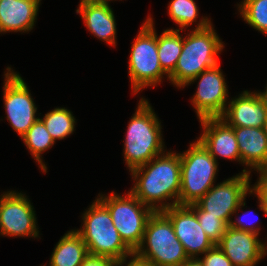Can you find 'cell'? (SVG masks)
I'll return each instance as SVG.
<instances>
[{
    "label": "cell",
    "instance_id": "6da1fadb",
    "mask_svg": "<svg viewBox=\"0 0 267 266\" xmlns=\"http://www.w3.org/2000/svg\"><path fill=\"white\" fill-rule=\"evenodd\" d=\"M131 173L136 182L130 192L154 212L179 205L181 189L179 153L164 152L145 165L132 170ZM170 200L172 203L167 202Z\"/></svg>",
    "mask_w": 267,
    "mask_h": 266
},
{
    "label": "cell",
    "instance_id": "7a4b0ae2",
    "mask_svg": "<svg viewBox=\"0 0 267 266\" xmlns=\"http://www.w3.org/2000/svg\"><path fill=\"white\" fill-rule=\"evenodd\" d=\"M210 19L202 17L197 27L183 37L182 52L168 79L176 87H183L204 70L218 63L224 44L212 27Z\"/></svg>",
    "mask_w": 267,
    "mask_h": 266
},
{
    "label": "cell",
    "instance_id": "3957f363",
    "mask_svg": "<svg viewBox=\"0 0 267 266\" xmlns=\"http://www.w3.org/2000/svg\"><path fill=\"white\" fill-rule=\"evenodd\" d=\"M161 122L143 97L127 126L124 141V161L131 172L164 153Z\"/></svg>",
    "mask_w": 267,
    "mask_h": 266
},
{
    "label": "cell",
    "instance_id": "277c9868",
    "mask_svg": "<svg viewBox=\"0 0 267 266\" xmlns=\"http://www.w3.org/2000/svg\"><path fill=\"white\" fill-rule=\"evenodd\" d=\"M81 229L75 230L88 248L90 255L111 258L117 262L134 256L113 224L108 209L96 199L84 212Z\"/></svg>",
    "mask_w": 267,
    "mask_h": 266
},
{
    "label": "cell",
    "instance_id": "5b68a950",
    "mask_svg": "<svg viewBox=\"0 0 267 266\" xmlns=\"http://www.w3.org/2000/svg\"><path fill=\"white\" fill-rule=\"evenodd\" d=\"M134 256L155 266H179L189 258L170 219L162 211L154 212L148 219Z\"/></svg>",
    "mask_w": 267,
    "mask_h": 266
},
{
    "label": "cell",
    "instance_id": "8992f818",
    "mask_svg": "<svg viewBox=\"0 0 267 266\" xmlns=\"http://www.w3.org/2000/svg\"><path fill=\"white\" fill-rule=\"evenodd\" d=\"M181 161V189L179 205L196 203L215 182L218 163L197 140L184 153H179Z\"/></svg>",
    "mask_w": 267,
    "mask_h": 266
},
{
    "label": "cell",
    "instance_id": "52a82bcc",
    "mask_svg": "<svg viewBox=\"0 0 267 266\" xmlns=\"http://www.w3.org/2000/svg\"><path fill=\"white\" fill-rule=\"evenodd\" d=\"M153 24L152 17L148 16L132 44L128 73L134 94L147 86L155 87L162 82L163 75L168 77L159 63L157 33Z\"/></svg>",
    "mask_w": 267,
    "mask_h": 266
},
{
    "label": "cell",
    "instance_id": "ba28073f",
    "mask_svg": "<svg viewBox=\"0 0 267 266\" xmlns=\"http://www.w3.org/2000/svg\"><path fill=\"white\" fill-rule=\"evenodd\" d=\"M97 199L108 209L113 224L124 243L135 252L140 246L146 224L154 211L141 203L130 191L126 196L112 192Z\"/></svg>",
    "mask_w": 267,
    "mask_h": 266
},
{
    "label": "cell",
    "instance_id": "9c48e42d",
    "mask_svg": "<svg viewBox=\"0 0 267 266\" xmlns=\"http://www.w3.org/2000/svg\"><path fill=\"white\" fill-rule=\"evenodd\" d=\"M243 172L235 177L228 178L207 191L196 204L208 213L218 216L228 225L232 215L245 206V197L252 194L250 187V170L243 169ZM242 206V207H241Z\"/></svg>",
    "mask_w": 267,
    "mask_h": 266
},
{
    "label": "cell",
    "instance_id": "30bf717a",
    "mask_svg": "<svg viewBox=\"0 0 267 266\" xmlns=\"http://www.w3.org/2000/svg\"><path fill=\"white\" fill-rule=\"evenodd\" d=\"M3 98L7 120L22 137L39 119L37 107L23 78L11 67L6 68Z\"/></svg>",
    "mask_w": 267,
    "mask_h": 266
},
{
    "label": "cell",
    "instance_id": "8fae6325",
    "mask_svg": "<svg viewBox=\"0 0 267 266\" xmlns=\"http://www.w3.org/2000/svg\"><path fill=\"white\" fill-rule=\"evenodd\" d=\"M23 193L7 191L0 196V236L39 237L36 214Z\"/></svg>",
    "mask_w": 267,
    "mask_h": 266
},
{
    "label": "cell",
    "instance_id": "7c38bea8",
    "mask_svg": "<svg viewBox=\"0 0 267 266\" xmlns=\"http://www.w3.org/2000/svg\"><path fill=\"white\" fill-rule=\"evenodd\" d=\"M199 80L191 102L199 118L221 117L227 106L228 87L219 64L204 70L185 86Z\"/></svg>",
    "mask_w": 267,
    "mask_h": 266
},
{
    "label": "cell",
    "instance_id": "4fadbf2b",
    "mask_svg": "<svg viewBox=\"0 0 267 266\" xmlns=\"http://www.w3.org/2000/svg\"><path fill=\"white\" fill-rule=\"evenodd\" d=\"M162 212L170 219L189 258H198L215 245L200 226L194 210L189 205H174Z\"/></svg>",
    "mask_w": 267,
    "mask_h": 266
},
{
    "label": "cell",
    "instance_id": "5bb4252c",
    "mask_svg": "<svg viewBox=\"0 0 267 266\" xmlns=\"http://www.w3.org/2000/svg\"><path fill=\"white\" fill-rule=\"evenodd\" d=\"M217 245L234 266H255L267 254V244L258 235L230 226Z\"/></svg>",
    "mask_w": 267,
    "mask_h": 266
},
{
    "label": "cell",
    "instance_id": "9a60e30c",
    "mask_svg": "<svg viewBox=\"0 0 267 266\" xmlns=\"http://www.w3.org/2000/svg\"><path fill=\"white\" fill-rule=\"evenodd\" d=\"M203 134L197 139L215 158L217 156L241 162L238 143L233 127L220 117L199 120Z\"/></svg>",
    "mask_w": 267,
    "mask_h": 266
},
{
    "label": "cell",
    "instance_id": "2e32d148",
    "mask_svg": "<svg viewBox=\"0 0 267 266\" xmlns=\"http://www.w3.org/2000/svg\"><path fill=\"white\" fill-rule=\"evenodd\" d=\"M227 103L229 104L220 118L231 127H263L267 110L257 92L244 90Z\"/></svg>",
    "mask_w": 267,
    "mask_h": 266
},
{
    "label": "cell",
    "instance_id": "e0dca14e",
    "mask_svg": "<svg viewBox=\"0 0 267 266\" xmlns=\"http://www.w3.org/2000/svg\"><path fill=\"white\" fill-rule=\"evenodd\" d=\"M41 0H1L0 33L33 29Z\"/></svg>",
    "mask_w": 267,
    "mask_h": 266
},
{
    "label": "cell",
    "instance_id": "ac0fdd59",
    "mask_svg": "<svg viewBox=\"0 0 267 266\" xmlns=\"http://www.w3.org/2000/svg\"><path fill=\"white\" fill-rule=\"evenodd\" d=\"M76 13L81 15L90 33L111 46H116V22L109 4L80 2Z\"/></svg>",
    "mask_w": 267,
    "mask_h": 266
},
{
    "label": "cell",
    "instance_id": "d6986e66",
    "mask_svg": "<svg viewBox=\"0 0 267 266\" xmlns=\"http://www.w3.org/2000/svg\"><path fill=\"white\" fill-rule=\"evenodd\" d=\"M241 163L254 170L267 167V137L262 128L233 127Z\"/></svg>",
    "mask_w": 267,
    "mask_h": 266
},
{
    "label": "cell",
    "instance_id": "ffe728a7",
    "mask_svg": "<svg viewBox=\"0 0 267 266\" xmlns=\"http://www.w3.org/2000/svg\"><path fill=\"white\" fill-rule=\"evenodd\" d=\"M88 255L83 239L75 230H71L54 247L49 266H80Z\"/></svg>",
    "mask_w": 267,
    "mask_h": 266
},
{
    "label": "cell",
    "instance_id": "44dd1931",
    "mask_svg": "<svg viewBox=\"0 0 267 266\" xmlns=\"http://www.w3.org/2000/svg\"><path fill=\"white\" fill-rule=\"evenodd\" d=\"M183 37L180 30L166 29L157 36L158 59L163 71L169 76L182 52Z\"/></svg>",
    "mask_w": 267,
    "mask_h": 266
},
{
    "label": "cell",
    "instance_id": "7402d4cb",
    "mask_svg": "<svg viewBox=\"0 0 267 266\" xmlns=\"http://www.w3.org/2000/svg\"><path fill=\"white\" fill-rule=\"evenodd\" d=\"M26 148L31 152L30 154L39 163L40 169L47 172V167L42 160V153L48 150L55 144L50 133L47 131L45 124L39 118L29 130L22 136Z\"/></svg>",
    "mask_w": 267,
    "mask_h": 266
},
{
    "label": "cell",
    "instance_id": "603a6c76",
    "mask_svg": "<svg viewBox=\"0 0 267 266\" xmlns=\"http://www.w3.org/2000/svg\"><path fill=\"white\" fill-rule=\"evenodd\" d=\"M40 119L54 141L62 140L74 132L76 119L72 112L66 108H54Z\"/></svg>",
    "mask_w": 267,
    "mask_h": 266
},
{
    "label": "cell",
    "instance_id": "cb8c5ba5",
    "mask_svg": "<svg viewBox=\"0 0 267 266\" xmlns=\"http://www.w3.org/2000/svg\"><path fill=\"white\" fill-rule=\"evenodd\" d=\"M238 8L246 23L267 35V0H243Z\"/></svg>",
    "mask_w": 267,
    "mask_h": 266
},
{
    "label": "cell",
    "instance_id": "d4e9b609",
    "mask_svg": "<svg viewBox=\"0 0 267 266\" xmlns=\"http://www.w3.org/2000/svg\"><path fill=\"white\" fill-rule=\"evenodd\" d=\"M198 10L194 0H172L168 6L170 18L180 27L176 30L181 31L196 22L199 15Z\"/></svg>",
    "mask_w": 267,
    "mask_h": 266
},
{
    "label": "cell",
    "instance_id": "484cf974",
    "mask_svg": "<svg viewBox=\"0 0 267 266\" xmlns=\"http://www.w3.org/2000/svg\"><path fill=\"white\" fill-rule=\"evenodd\" d=\"M195 212L200 226L205 231L206 235L217 244L229 226L224 220L218 216L208 215L196 203L189 205Z\"/></svg>",
    "mask_w": 267,
    "mask_h": 266
},
{
    "label": "cell",
    "instance_id": "4316f807",
    "mask_svg": "<svg viewBox=\"0 0 267 266\" xmlns=\"http://www.w3.org/2000/svg\"><path fill=\"white\" fill-rule=\"evenodd\" d=\"M204 254V257L200 258L204 266H234L217 244Z\"/></svg>",
    "mask_w": 267,
    "mask_h": 266
},
{
    "label": "cell",
    "instance_id": "83f0119b",
    "mask_svg": "<svg viewBox=\"0 0 267 266\" xmlns=\"http://www.w3.org/2000/svg\"><path fill=\"white\" fill-rule=\"evenodd\" d=\"M126 262L127 259L121 262H117L108 257L89 254L80 266H123L124 264H126Z\"/></svg>",
    "mask_w": 267,
    "mask_h": 266
},
{
    "label": "cell",
    "instance_id": "f1b7e54d",
    "mask_svg": "<svg viewBox=\"0 0 267 266\" xmlns=\"http://www.w3.org/2000/svg\"><path fill=\"white\" fill-rule=\"evenodd\" d=\"M260 175L259 180L251 187V192L257 197H267V167L255 170Z\"/></svg>",
    "mask_w": 267,
    "mask_h": 266
},
{
    "label": "cell",
    "instance_id": "f546056e",
    "mask_svg": "<svg viewBox=\"0 0 267 266\" xmlns=\"http://www.w3.org/2000/svg\"><path fill=\"white\" fill-rule=\"evenodd\" d=\"M251 213V212H250ZM247 214L249 215V212L247 213H244L243 215H246ZM244 218V217H243ZM253 224L251 225H247L243 222V219L241 217H238V219L236 218V220L234 221H230L229 223V226L231 228H234V229H237V230H243V231H247V232H251V233H254L256 235H259L260 233V226H252Z\"/></svg>",
    "mask_w": 267,
    "mask_h": 266
},
{
    "label": "cell",
    "instance_id": "4dcf8cb0",
    "mask_svg": "<svg viewBox=\"0 0 267 266\" xmlns=\"http://www.w3.org/2000/svg\"><path fill=\"white\" fill-rule=\"evenodd\" d=\"M179 266H204L203 262L200 260V258H188L186 261H184Z\"/></svg>",
    "mask_w": 267,
    "mask_h": 266
},
{
    "label": "cell",
    "instance_id": "1f68e13d",
    "mask_svg": "<svg viewBox=\"0 0 267 266\" xmlns=\"http://www.w3.org/2000/svg\"><path fill=\"white\" fill-rule=\"evenodd\" d=\"M126 266H155V265L146 263L144 261L139 260L135 256H132L131 257V260L128 261V263L126 264Z\"/></svg>",
    "mask_w": 267,
    "mask_h": 266
},
{
    "label": "cell",
    "instance_id": "d6a6232c",
    "mask_svg": "<svg viewBox=\"0 0 267 266\" xmlns=\"http://www.w3.org/2000/svg\"><path fill=\"white\" fill-rule=\"evenodd\" d=\"M259 201V209L267 216V197H257Z\"/></svg>",
    "mask_w": 267,
    "mask_h": 266
},
{
    "label": "cell",
    "instance_id": "836d02e7",
    "mask_svg": "<svg viewBox=\"0 0 267 266\" xmlns=\"http://www.w3.org/2000/svg\"><path fill=\"white\" fill-rule=\"evenodd\" d=\"M265 88L266 90L264 92H257V94L259 95L261 101L264 104L265 109L267 110V86Z\"/></svg>",
    "mask_w": 267,
    "mask_h": 266
},
{
    "label": "cell",
    "instance_id": "e575fe53",
    "mask_svg": "<svg viewBox=\"0 0 267 266\" xmlns=\"http://www.w3.org/2000/svg\"><path fill=\"white\" fill-rule=\"evenodd\" d=\"M112 0H81V2L108 4Z\"/></svg>",
    "mask_w": 267,
    "mask_h": 266
},
{
    "label": "cell",
    "instance_id": "d590c367",
    "mask_svg": "<svg viewBox=\"0 0 267 266\" xmlns=\"http://www.w3.org/2000/svg\"><path fill=\"white\" fill-rule=\"evenodd\" d=\"M262 129L267 137V117L265 118V122L263 123Z\"/></svg>",
    "mask_w": 267,
    "mask_h": 266
}]
</instances>
